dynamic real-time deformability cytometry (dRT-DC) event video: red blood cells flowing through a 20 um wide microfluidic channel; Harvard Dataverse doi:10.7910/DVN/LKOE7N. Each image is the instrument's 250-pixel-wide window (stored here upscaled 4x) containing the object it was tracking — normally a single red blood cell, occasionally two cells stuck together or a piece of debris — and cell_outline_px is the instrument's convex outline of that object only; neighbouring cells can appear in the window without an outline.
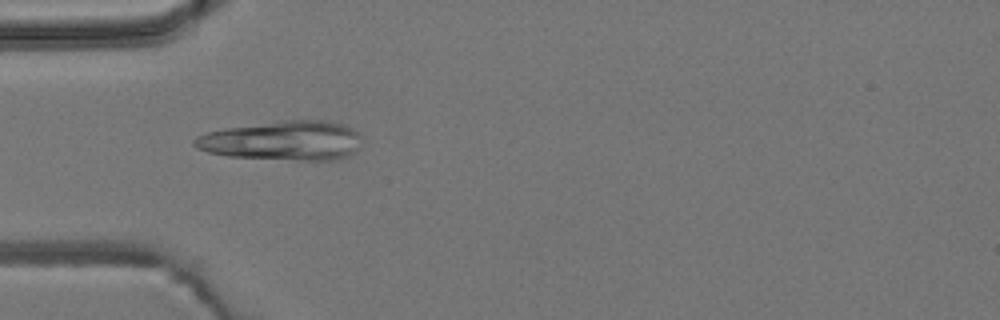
{"species": "common noctule bat (a hibernating species)", "species_latin": "Nyctalus noctula", "temperature_condition": "room temperature", "stored_images_in_passage": 2, "camera_frame_rate_fps": 3000, "um_per_image_px": 0.085, "animal": {"sex": "male", "body_mass_g": 19.2, "forearm_length_mm": 51.8}, "frame": {"image": 1, "passage_image": 1, "time_ms": 0.0, "image_size_px": [1000, 320], "cell_outline_px": [[364, 136], [360, 148], [356, 152], [348, 156], [336, 160], [300, 160], [228, 156], [208, 152], [196, 148], [192, 144], [192, 140], [196, 136], [208, 132], [224, 128], [284, 120], [328, 120], [344, 124], [360, 132]], "centroid_in_image_um": [24.12, 11.95], "position_along_channel_um": 60.9, "area_um2": 39.02}}
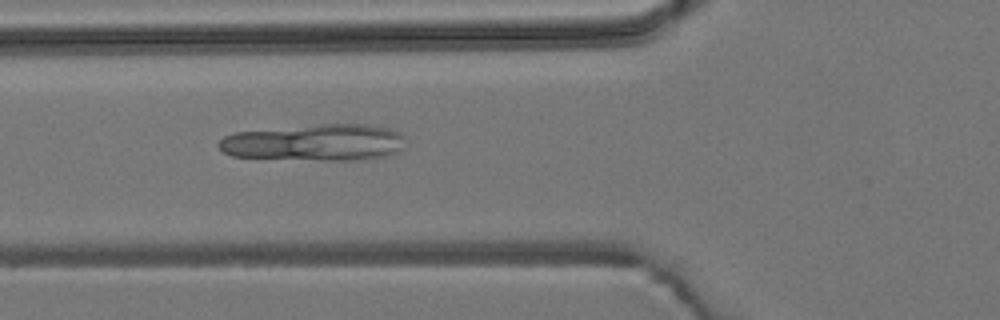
{"frame": {"image": 2, "passage_image": 2, "time_ms": 1.0, "image_size_px": [1000, 320], "cell_outline_px": [[404, 148], [400, 152], [388, 156], [360, 160], [324, 160], [232, 156], [224, 152], [216, 144], [224, 136], [236, 132], [320, 124], [368, 124], [388, 128], [404, 136]], "centroid_in_image_um": [26.82, 12.12], "position_along_channel_um": 99.0, "area_um2": 39.88}}